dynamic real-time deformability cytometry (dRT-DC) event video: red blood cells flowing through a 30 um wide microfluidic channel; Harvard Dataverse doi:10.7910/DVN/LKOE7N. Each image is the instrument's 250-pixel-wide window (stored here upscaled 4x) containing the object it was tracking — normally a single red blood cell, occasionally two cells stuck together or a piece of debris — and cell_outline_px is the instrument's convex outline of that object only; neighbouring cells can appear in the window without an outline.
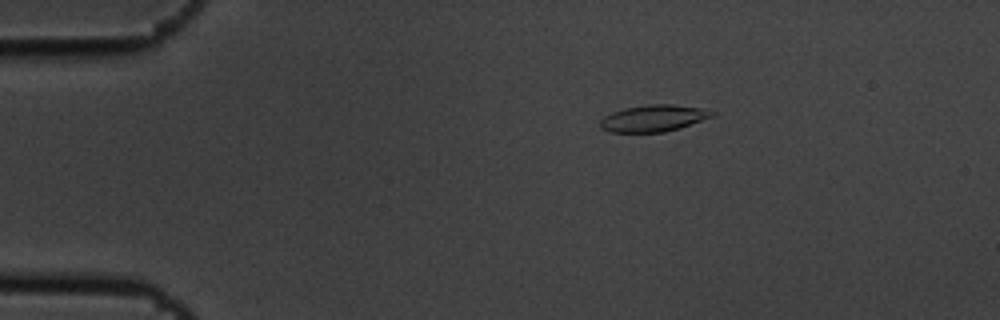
{"species": "common noctule bat (a hibernating species)", "species_latin": "Nyctalus noctula", "temperature_condition": "cold", "stored_images_in_passage": 3, "camera_frame_rate_fps": 3000, "um_per_image_px": 0.085, "animal": {"sex": "male", "body_mass_g": 19.5, "forearm_length_mm": 54.6}, "frame": {"image": 1, "passage_image": 2, "time_ms": 0.333, "image_size_px": [1000, 320], "cell_outline_px": [[716, 116], [680, 128], [664, 132], [612, 132], [600, 128], [600, 120], [604, 116], [612, 112], [624, 108], [652, 104], [672, 104], [700, 108], [716, 112]], "centroid_in_image_um": [55.57, 10.05], "position_along_channel_um": 29.4, "area_um2": 17.46}}